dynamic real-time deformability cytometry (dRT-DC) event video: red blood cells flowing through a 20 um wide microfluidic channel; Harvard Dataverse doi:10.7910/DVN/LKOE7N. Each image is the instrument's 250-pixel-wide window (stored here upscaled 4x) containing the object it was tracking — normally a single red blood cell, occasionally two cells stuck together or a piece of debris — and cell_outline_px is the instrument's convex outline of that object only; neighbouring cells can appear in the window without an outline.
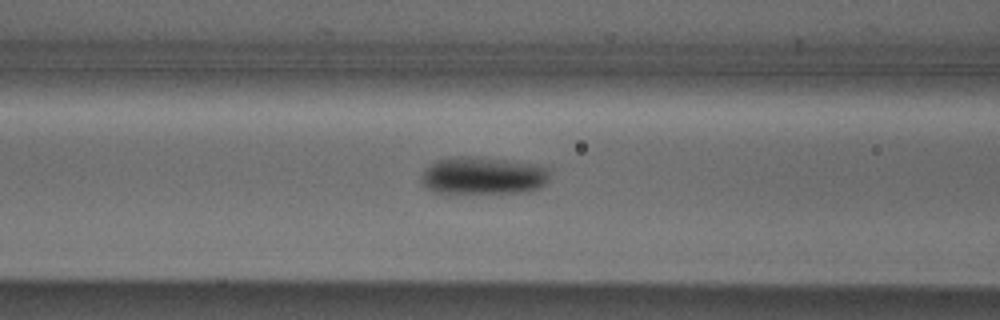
{"species": "Egyptian fruit bat (a non-hibernating species)", "species_latin": "Rousettus aegyptiacus", "temperature_condition": "cold", "stored_images_in_passage": 28, "camera_frame_rate_fps": 3000, "um_per_image_px": 0.085, "animal": {"sex": "male"}, "frame": {"image": 1, "passage_image": 13, "time_ms": 4.0, "image_size_px": [1000, 320], "cell_outline_px": [[548, 180], [540, 188], [528, 192], [448, 196], [432, 192], [420, 180], [424, 168], [436, 160], [452, 156], [480, 156], [540, 164], [548, 168]], "centroid_in_image_um": [41.02, 14.97], "position_along_channel_um": 125.6, "area_um2": 29.77}}
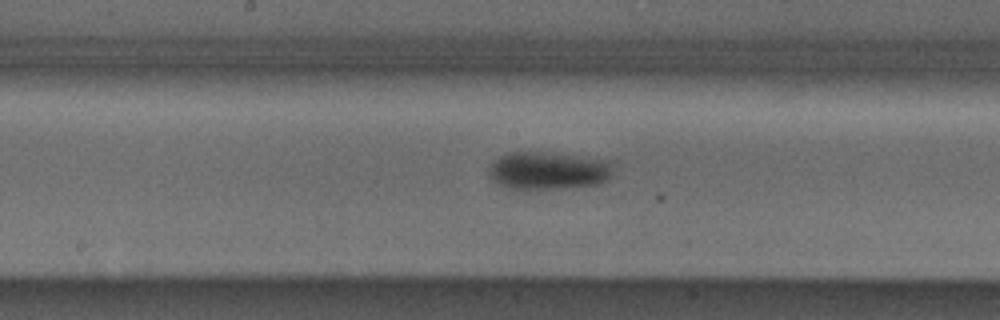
{"frame": {"image": 2, "passage_image": 19, "time_ms": 6.0, "image_size_px": [1000, 320], "cell_outline_px": [[616, 168], [608, 180], [600, 184], [560, 188], [508, 188], [492, 180], [488, 176], [488, 168], [500, 156], [512, 152], [544, 152], [616, 160]], "centroid_in_image_um": [46.71, 14.48], "position_along_channel_um": 201.5, "area_um2": 27.69}}
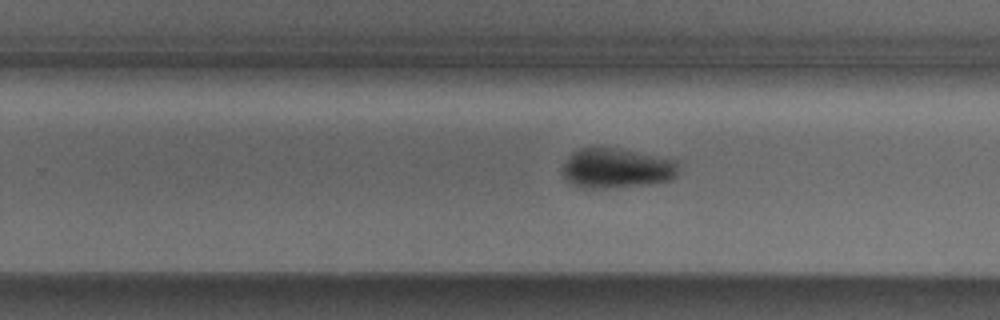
{"frame": {"image": 3, "passage_image": 25, "time_ms": 8.0, "image_size_px": [1000, 320], "cell_outline_px": [[676, 176], [668, 180], [648, 184], [608, 188], [584, 188], [564, 180], [560, 168], [564, 160], [572, 152], [580, 148], [612, 148], [676, 160]], "centroid_in_image_um": [52.29, 14.31], "position_along_channel_um": 277.5, "area_um2": 26.7}}